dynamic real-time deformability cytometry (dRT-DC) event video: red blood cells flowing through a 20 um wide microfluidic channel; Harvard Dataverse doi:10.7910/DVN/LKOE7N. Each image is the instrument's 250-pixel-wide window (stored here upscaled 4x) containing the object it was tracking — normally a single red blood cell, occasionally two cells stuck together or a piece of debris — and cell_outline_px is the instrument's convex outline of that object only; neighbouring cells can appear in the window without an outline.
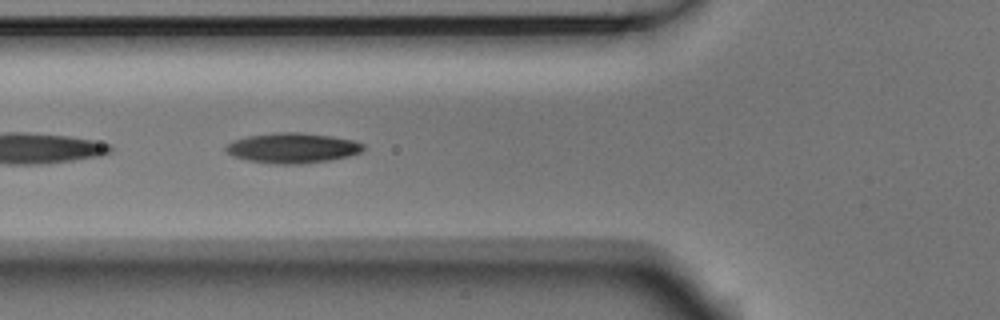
{"species": "Egyptian fruit bat (a non-hibernating species)", "species_latin": "Rousettus aegyptiacus", "temperature_condition": "room temperature", "stored_images_in_passage": 30, "camera_frame_rate_fps": 3000, "um_per_image_px": 0.085, "animal": {"sex": "male"}, "frame": {"image": 1, "passage_image": 18, "time_ms": 5.667, "image_size_px": [1000, 320], "cell_outline_px": [[364, 148], [360, 152], [348, 156], [328, 160], [304, 164], [276, 164], [248, 160], [232, 156], [224, 148], [232, 140], [248, 136], [276, 132], [300, 132], [332, 136], [352, 140], [364, 144]], "centroid_in_image_um": [24.85, 12.57], "position_along_channel_um": 101.0, "area_um2": 24.1}}
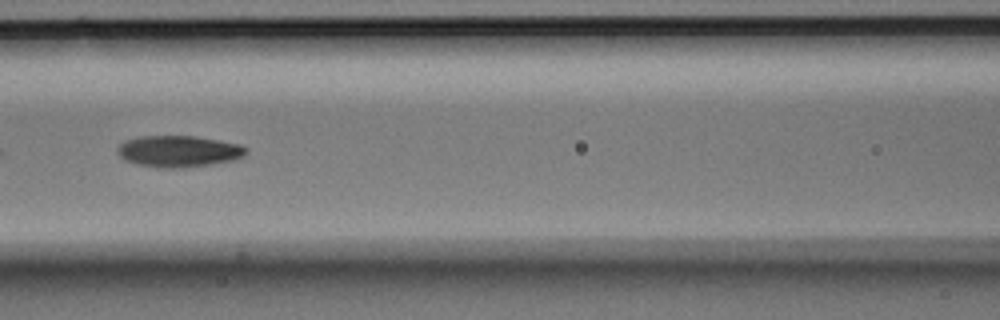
{"frame": {"image": 2, "passage_image": 22, "time_ms": 7.0, "image_size_px": [1000, 320], "cell_outline_px": [[248, 152], [244, 156], [232, 160], [208, 164], [180, 168], [160, 168], [140, 164], [124, 160], [116, 152], [116, 148], [124, 140], [140, 136], [196, 136], [240, 144], [248, 148]], "centroid_in_image_um": [15.17, 12.85], "position_along_channel_um": 151.4, "area_um2": 23.58}}
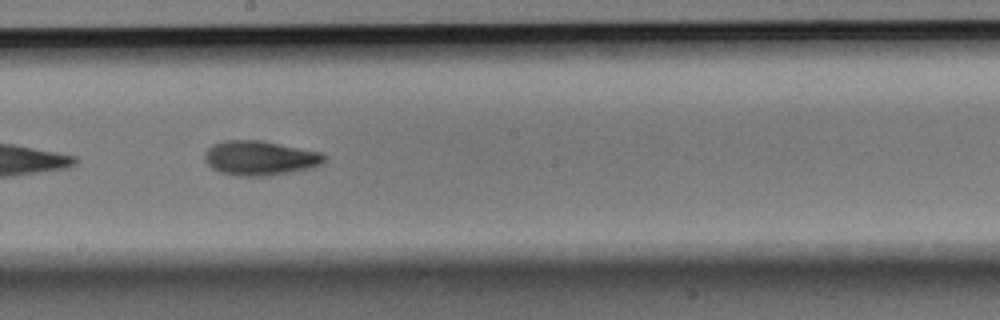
{"frame": {"image": 3, "passage_image": 28, "time_ms": 9.0, "image_size_px": [1000, 320], "cell_outline_px": [[324, 164], [312, 168], [264, 176], [240, 176], [220, 172], [212, 168], [204, 160], [204, 152], [212, 144], [224, 140], [260, 140], [320, 152], [324, 156]], "centroid_in_image_um": [22.06, 13.43], "position_along_channel_um": 226.1, "area_um2": 23.99}}